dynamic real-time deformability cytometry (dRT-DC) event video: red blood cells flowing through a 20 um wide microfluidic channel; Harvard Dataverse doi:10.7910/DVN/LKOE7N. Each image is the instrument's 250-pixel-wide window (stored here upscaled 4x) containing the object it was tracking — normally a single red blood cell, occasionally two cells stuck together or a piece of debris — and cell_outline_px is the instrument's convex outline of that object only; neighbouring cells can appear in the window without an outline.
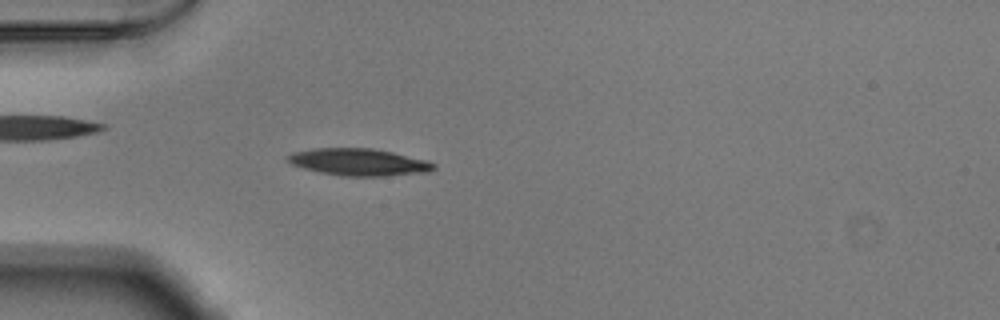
{"species": "Egyptian fruit bat (a non-hibernating species)", "species_latin": "Rousettus aegyptiacus", "temperature_condition": "warm", "stored_images_in_passage": 52, "camera_frame_rate_fps": 3000, "um_per_image_px": 0.085, "animal": {"sex": "male"}, "frame": {"image": 1, "passage_image": 15, "time_ms": 4.667, "image_size_px": [1000, 320], "cell_outline_px": [[436, 168], [428, 172], [384, 176], [344, 176], [320, 172], [304, 168], [292, 164], [284, 160], [284, 156], [292, 152], [312, 148], [372, 148], [392, 152], [428, 160], [436, 164]], "centroid_in_image_um": [30.47, 13.77], "position_along_channel_um": 54.5, "area_um2": 23.24}}
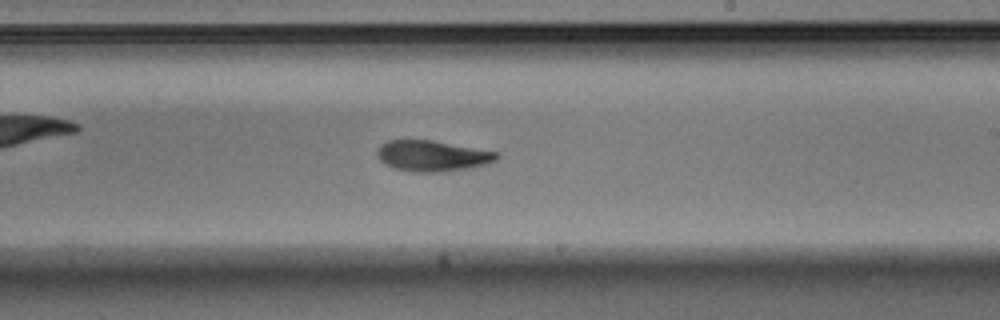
{"frame": {"image": 2, "passage_image": 31, "time_ms": 10.0, "image_size_px": [1000, 320], "cell_outline_px": [[500, 156], [496, 160], [484, 164], [468, 168], [440, 172], [412, 172], [396, 168], [384, 164], [376, 156], [376, 152], [380, 144], [388, 140], [432, 140], [496, 152]], "centroid_in_image_um": [36.69, 13.25], "position_along_channel_um": 252.3, "area_um2": 21.33}}
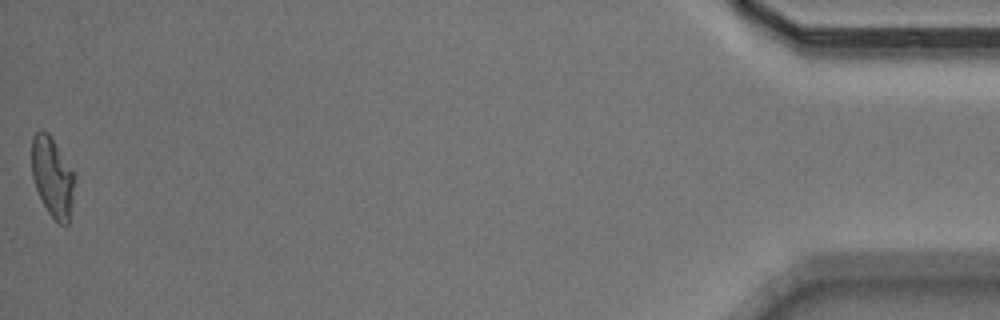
{"frame": {"image": 3, "passage_image": 52, "time_ms": 17.0, "image_size_px": [1000, 320], "cell_outline_px": [[76, 176], [72, 204], [68, 224], [60, 224], [48, 212], [36, 188], [32, 176], [32, 136], [40, 128], [48, 132], [76, 172]], "centroid_in_image_um": [4.49, 14.99], "position_along_channel_um": 430.7, "area_um2": 20.23}, "authors_computed_cell_mechanics": {"area_um2": 21.3571, "velocity_mm_per_s": 3.863, "shape_relaxation_time_tau1_ms": 3.0069, "shape_relaxation_time_tau2_ms": 3.8905, "deformation_change_tau1": 0.1602, "deformation_change_tau2": 0.1089}}